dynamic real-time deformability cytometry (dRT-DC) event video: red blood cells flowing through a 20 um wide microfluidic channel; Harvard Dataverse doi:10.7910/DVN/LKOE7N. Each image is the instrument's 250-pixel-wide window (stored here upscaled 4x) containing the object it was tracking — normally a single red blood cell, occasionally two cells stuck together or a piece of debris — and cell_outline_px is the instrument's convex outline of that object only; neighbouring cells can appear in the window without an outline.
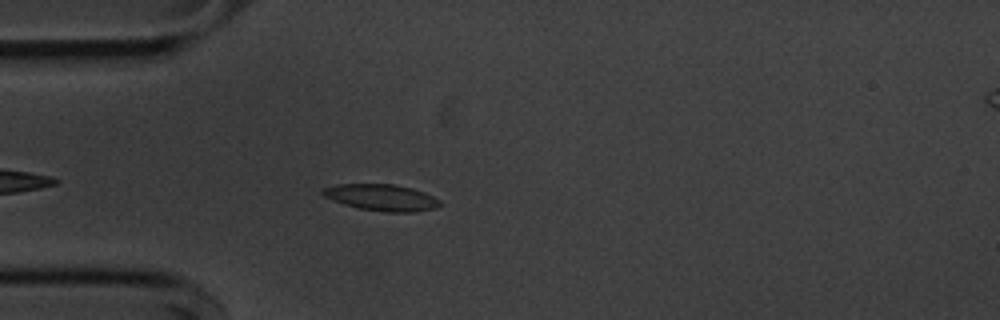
{"species": "common noctule bat (a hibernating species)", "species_latin": "Nyctalus noctula", "temperature_condition": "cold", "stored_images_in_passage": 39, "camera_frame_rate_fps": 3000, "um_per_image_px": 0.085, "animal": {"sex": "male", "body_mass_g": 20.1, "forearm_length_mm": 53.5}, "frame": {"image": 1, "passage_image": 6, "time_ms": 1.667, "image_size_px": [1000, 320], "cell_outline_px": [[444, 204], [436, 208], [416, 212], [384, 212], [360, 208], [344, 204], [324, 196], [320, 192], [324, 188], [336, 184], [396, 184], [412, 188], [424, 192], [440, 200]], "centroid_in_image_um": [32.48, 16.79], "position_along_channel_um": 52.5, "area_um2": 18.15}}
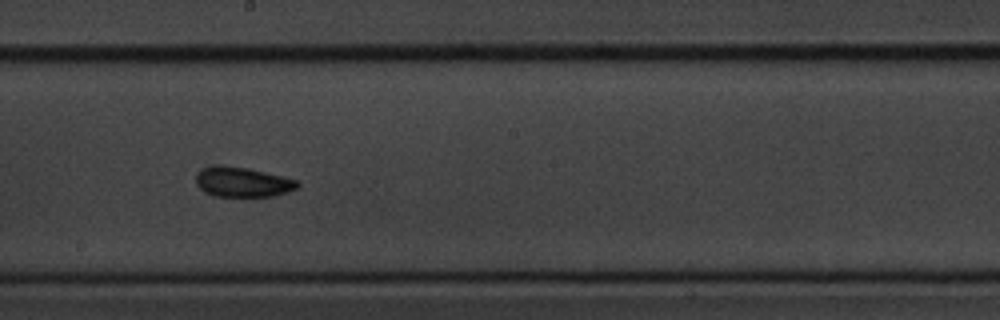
{"frame": {"image": 2, "passage_image": 21, "time_ms": 6.667, "image_size_px": [1000, 320], "cell_outline_px": [[300, 184], [296, 188], [288, 192], [276, 196], [216, 196], [200, 188], [196, 184], [196, 176], [204, 168], [216, 164], [248, 168], [300, 180]], "centroid_in_image_um": [20.67, 15.47], "position_along_channel_um": 227.5, "area_um2": 17.63}}
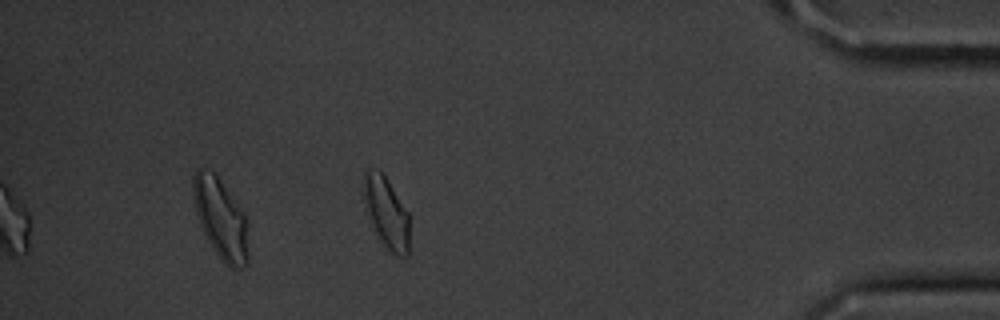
{"frame": {"image": 3, "passage_image": 39, "time_ms": 12.667, "image_size_px": [1000, 320], "cell_outline_px": [[408, 256], [404, 256], [392, 252], [380, 240], [372, 220], [364, 196], [364, 172], [368, 168], [376, 168], [388, 180], [408, 212]], "centroid_in_image_um": [32.87, 18.01], "position_along_channel_um": 402.3, "area_um2": 18.03}, "authors_computed_cell_mechanics": {"area_um2": 17.34, "velocity_mm_per_s": 3.6367, "shape_relaxation_time_tau1_ms": 2.5529, "shape_relaxation_time_tau2_ms": 2.5772, "deformation_change_tau1": 0.0783, "deformation_change_tau2": 0.072}}